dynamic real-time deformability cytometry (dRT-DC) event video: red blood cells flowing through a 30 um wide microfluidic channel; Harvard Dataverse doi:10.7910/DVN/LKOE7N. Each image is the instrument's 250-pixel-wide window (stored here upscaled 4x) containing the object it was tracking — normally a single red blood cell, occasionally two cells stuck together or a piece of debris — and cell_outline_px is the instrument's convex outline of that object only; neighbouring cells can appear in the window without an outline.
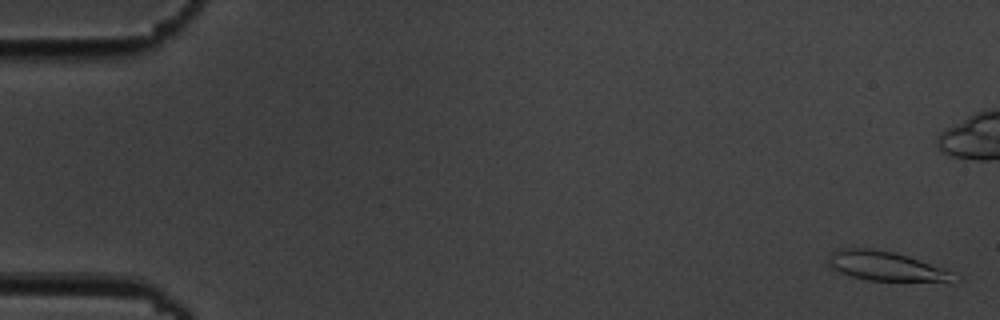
{"species": "common noctule bat (a hibernating species)", "species_latin": "Nyctalus noctula", "temperature_condition": "cold", "stored_images_in_passage": 17, "camera_frame_rate_fps": 3000, "um_per_image_px": 0.085, "animal": {"sex": "male", "body_mass_g": 19.5, "forearm_length_mm": 54.6}, "frame": {"image": 1, "passage_image": 1, "time_ms": 0.0, "image_size_px": [1000, 320], "cell_outline_px": [[952, 276], [948, 280], [868, 280], [852, 276], [840, 272], [832, 268], [828, 264], [828, 256], [832, 252], [840, 248], [868, 248], [892, 252], [908, 256], [952, 272]], "centroid_in_image_um": [75.12, 22.58], "position_along_channel_um": 9.9, "area_um2": 20.46}}
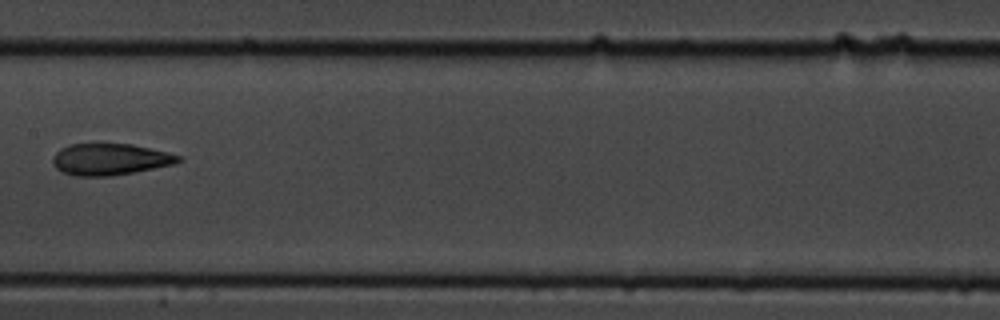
{"frame": {"image": 2, "passage_image": 10, "time_ms": 11.333, "image_size_px": [1000, 320], "cell_outline_px": [[184, 160], [172, 164], [112, 176], [76, 176], [60, 172], [52, 164], [52, 156], [60, 148], [72, 144], [132, 144], [180, 156]], "centroid_in_image_um": [9.27, 13.55], "position_along_channel_um": 198.1, "area_um2": 22.89}}
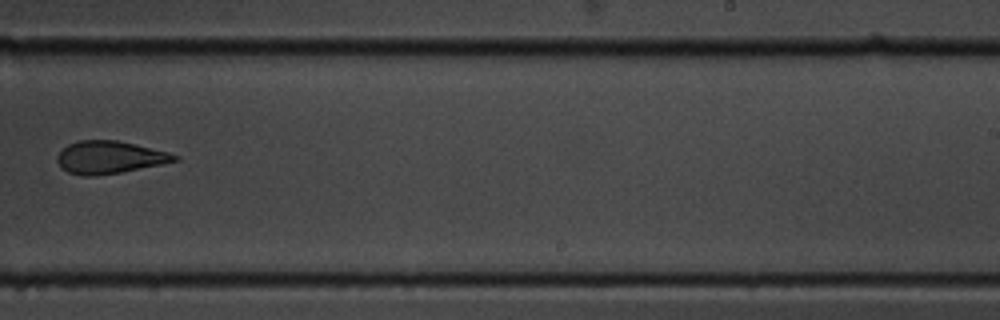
{"frame": {"image": 3, "passage_image": 12, "time_ms": 13.667, "image_size_px": [1000, 320], "cell_outline_px": [[180, 160], [120, 172], [96, 176], [84, 176], [68, 172], [56, 160], [56, 156], [68, 144], [80, 140], [116, 140], [168, 152], [180, 156]], "centroid_in_image_um": [9.31, 13.37], "position_along_channel_um": 279.7, "area_um2": 21.96}, "authors_computed_cell_mechanics": {"area_um2": 20.5768, "velocity_mm_per_s": 3.4957, "shape_relaxation_time_tau1_ms": 2.7622, "shape_relaxation_time_tau2_ms": null, "deformation_change_tau1": 0.1638, "deformation_change_tau2": null}}